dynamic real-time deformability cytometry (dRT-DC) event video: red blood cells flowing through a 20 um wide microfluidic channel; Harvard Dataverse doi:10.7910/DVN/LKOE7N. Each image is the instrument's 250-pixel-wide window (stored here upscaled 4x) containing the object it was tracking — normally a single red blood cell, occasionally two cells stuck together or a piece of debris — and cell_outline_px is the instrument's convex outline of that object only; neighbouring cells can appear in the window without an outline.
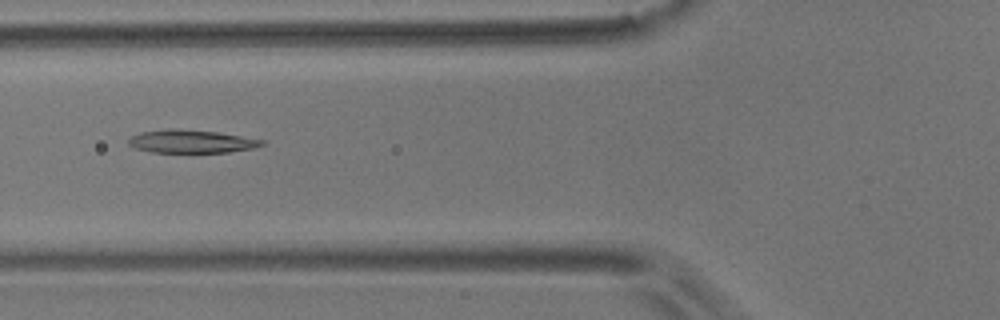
{"species": "common noctule bat (a hibernating species)", "species_latin": "Nyctalus noctula", "temperature_condition": "room temperature", "stored_images_in_passage": 5, "camera_frame_rate_fps": 3000, "um_per_image_px": 0.085, "animal": {"sex": "male", "body_mass_g": 17.9}, "frame": {"image": 1, "passage_image": 2, "time_ms": 1.333, "image_size_px": [1000, 320], "cell_outline_px": [[264, 144], [256, 148], [228, 152], [152, 152], [136, 148], [128, 144], [128, 140], [132, 136], [140, 132], [168, 128], [176, 128], [216, 132], [264, 140]], "centroid_in_image_um": [16.25, 12.01], "position_along_channel_um": 109.5, "area_um2": 17.86}}
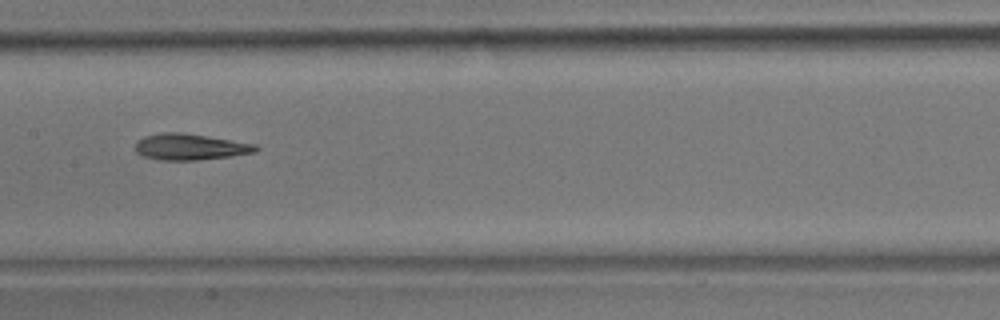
{"frame": {"image": 2, "passage_image": 4, "time_ms": 3.667, "image_size_px": [1000, 320], "cell_outline_px": [[260, 148], [256, 152], [228, 156], [196, 160], [160, 160], [144, 156], [136, 152], [136, 140], [144, 136], [160, 132], [180, 132], [208, 136], [256, 144]], "centroid_in_image_um": [16.14, 12.47], "position_along_channel_um": 191.3, "area_um2": 18.38}}
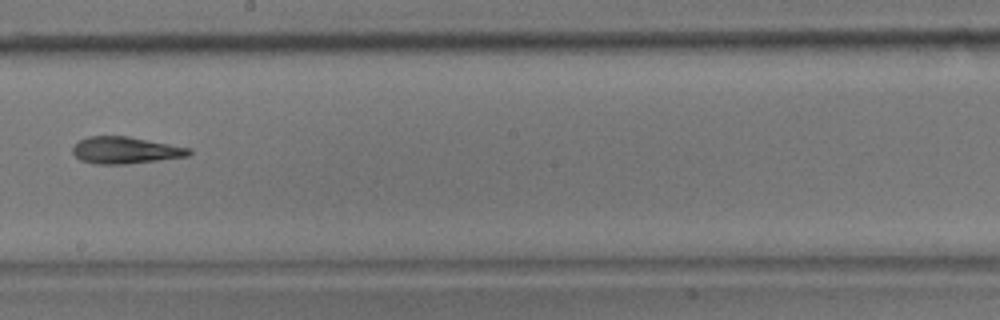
{"frame": {"image": 3, "passage_image": 5, "time_ms": 5.0, "image_size_px": [1000, 320], "cell_outline_px": [[192, 152], [188, 156], [124, 164], [96, 164], [80, 160], [72, 152], [72, 148], [80, 140], [88, 136], [128, 136], [192, 148]], "centroid_in_image_um": [10.66, 12.76], "position_along_channel_um": 237.5, "area_um2": 18.09}}